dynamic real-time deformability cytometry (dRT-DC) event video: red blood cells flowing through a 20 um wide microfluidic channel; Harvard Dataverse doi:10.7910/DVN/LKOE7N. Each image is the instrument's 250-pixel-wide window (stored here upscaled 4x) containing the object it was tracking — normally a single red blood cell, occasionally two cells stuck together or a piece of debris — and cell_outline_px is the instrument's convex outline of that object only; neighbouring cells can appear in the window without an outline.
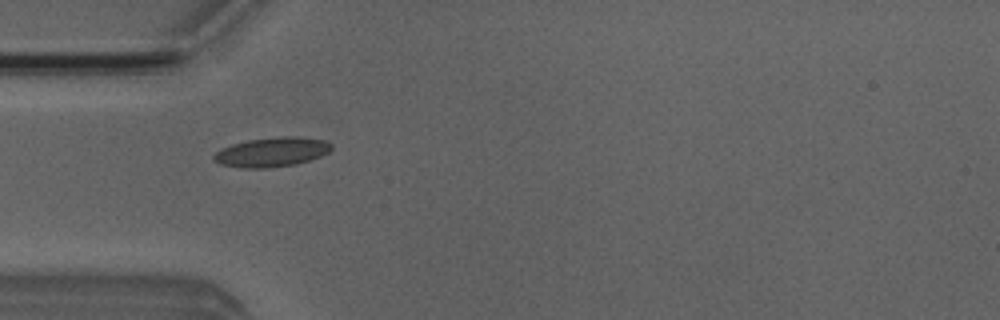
{"species": "Egyptian fruit bat (a non-hibernating species)", "species_latin": "Rousettus aegyptiacus", "temperature_condition": "room temperature", "stored_images_in_passage": 7, "camera_frame_rate_fps": 3000, "um_per_image_px": 0.085, "animal": {"sex": "male"}, "frame": {"image": 1, "passage_image": 4, "time_ms": 4.333, "image_size_px": [1000, 320], "cell_outline_px": [[332, 148], [328, 152], [320, 156], [296, 164], [268, 168], [244, 168], [220, 164], [212, 160], [212, 156], [220, 148], [232, 144], [248, 140], [280, 136], [296, 136], [324, 140], [332, 144]], "centroid_in_image_um": [23.07, 12.92], "position_along_channel_um": 61.9, "area_um2": 20.23}}
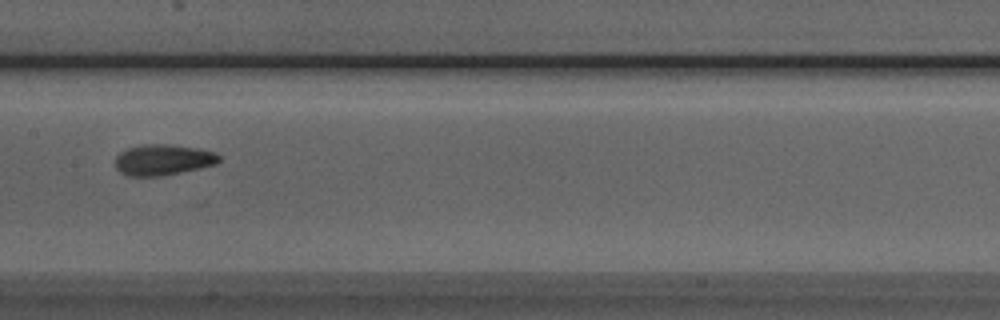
{"frame": {"image": 2, "passage_image": 7, "time_ms": 7.667, "image_size_px": [1000, 320], "cell_outline_px": [[220, 160], [216, 164], [200, 168], [164, 176], [128, 176], [120, 172], [116, 168], [116, 156], [120, 152], [128, 148], [144, 144], [164, 144], [196, 148], [216, 152], [220, 156]], "centroid_in_image_um": [13.86, 13.59], "position_along_channel_um": 193.5, "area_um2": 18.67}}